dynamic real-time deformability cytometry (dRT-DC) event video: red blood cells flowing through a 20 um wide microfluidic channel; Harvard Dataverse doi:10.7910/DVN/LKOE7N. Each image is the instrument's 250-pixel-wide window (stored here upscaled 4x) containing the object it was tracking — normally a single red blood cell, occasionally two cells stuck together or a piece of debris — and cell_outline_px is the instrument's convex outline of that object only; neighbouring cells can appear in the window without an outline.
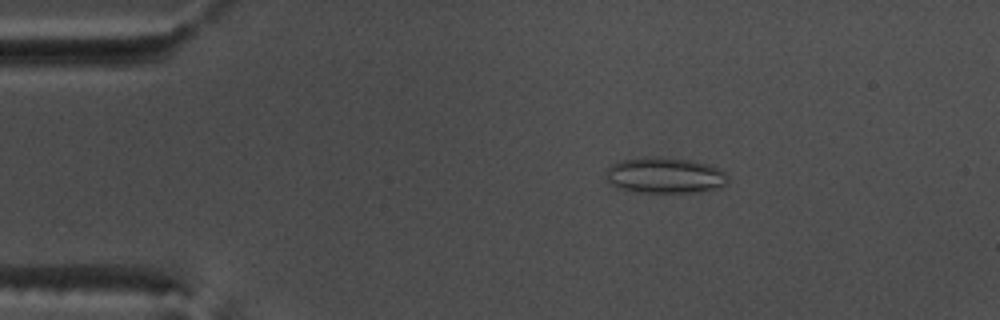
{"species": "common noctule bat (a hibernating species)", "species_latin": "Nyctalus noctula", "temperature_condition": "warm", "stored_images_in_passage": 53, "camera_frame_rate_fps": 3000, "um_per_image_px": 0.085, "animal": {"sex": "male", "body_mass_g": 17.5, "forearm_length_mm": 52.3}, "frame": {"image": 1, "passage_image": 10, "time_ms": 3.0, "image_size_px": [1000, 320], "cell_outline_px": [[728, 180], [724, 184], [712, 188], [696, 192], [636, 192], [616, 188], [608, 180], [608, 168], [612, 164], [620, 160], [660, 156], [692, 160], [712, 164], [724, 172], [728, 176]], "centroid_in_image_um": [56.52, 14.89], "position_along_channel_um": 28.5, "area_um2": 25.32}}
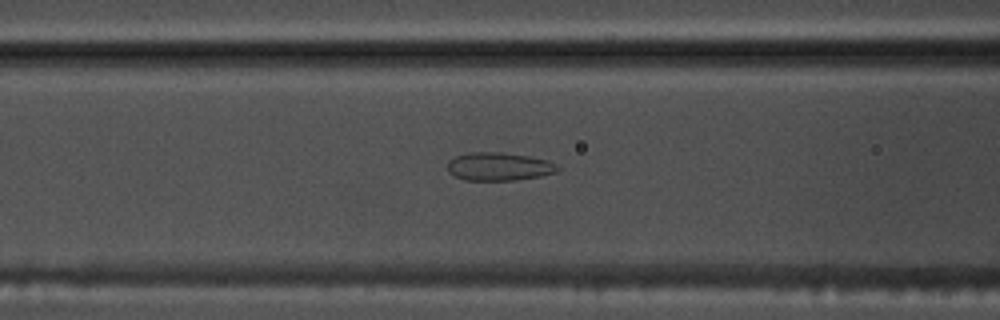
{"frame": {"image": 2, "passage_image": 22, "time_ms": 7.0, "image_size_px": [1000, 320], "cell_outline_px": [[560, 168], [556, 172], [540, 176], [516, 180], [464, 180], [448, 172], [448, 160], [456, 156], [468, 152], [500, 152], [528, 156], [548, 160], [556, 164]], "centroid_in_image_um": [42.4, 14.15], "position_along_channel_um": 124.2, "area_um2": 18.09}}
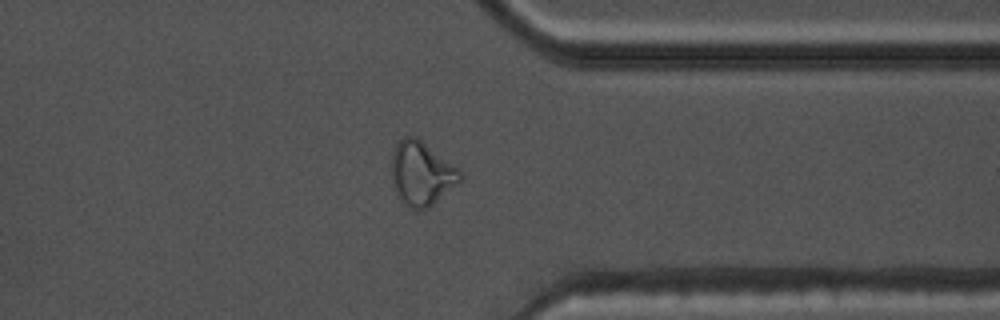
{"frame": {"image": 3, "passage_image": 42, "time_ms": 13.667, "image_size_px": [1000, 320], "cell_outline_px": [[464, 172], [460, 180], [428, 208], [420, 212], [416, 212], [396, 192], [392, 176], [392, 152], [396, 144], [404, 136], [416, 136]], "centroid_in_image_um": [35.84, 14.72], "position_along_channel_um": 375.6, "area_um2": 25.14}, "authors_computed_cell_mechanics": {"area_um2": 22.1374, "velocity_mm_per_s": 3.8297, "shape_relaxation_time_tau1_ms": null, "shape_relaxation_time_tau2_ms": 1.3714, "deformation_change_tau1": null, "deformation_change_tau2": 0.0947}}